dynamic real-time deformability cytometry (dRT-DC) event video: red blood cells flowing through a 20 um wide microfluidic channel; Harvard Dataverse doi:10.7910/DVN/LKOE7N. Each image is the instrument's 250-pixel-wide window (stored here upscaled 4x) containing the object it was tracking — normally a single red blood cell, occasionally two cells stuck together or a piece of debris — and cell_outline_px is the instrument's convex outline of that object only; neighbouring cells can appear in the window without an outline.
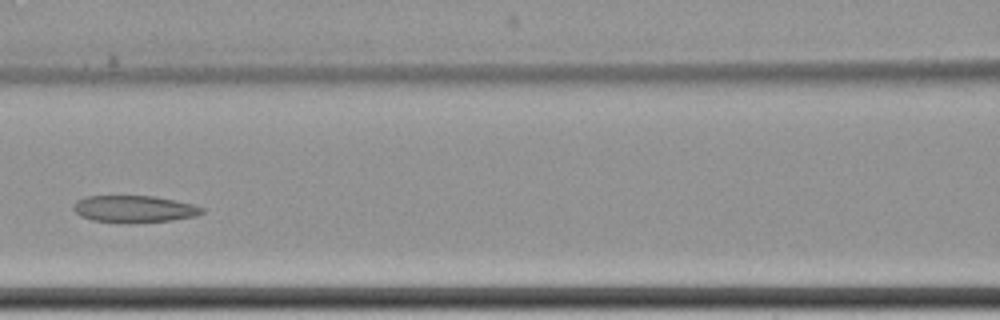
{"species": "common noctule bat (a hibernating species)", "species_latin": "Nyctalus noctula", "temperature_condition": "cold", "stored_images_in_passage": 9, "camera_frame_rate_fps": 3000, "um_per_image_px": 0.085, "animal": {"sex": "female", "body_mass_g": 22.7, "forearm_length_mm": 54.2}, "frame": {"image": 1, "passage_image": 6, "time_ms": 6.333, "image_size_px": [1000, 320], "cell_outline_px": [[204, 212], [196, 216], [172, 220], [128, 224], [124, 224], [92, 220], [80, 216], [72, 208], [72, 204], [76, 200], [84, 196], [152, 196], [176, 200], [192, 204], [204, 208]], "centroid_in_image_um": [11.37, 17.77], "position_along_channel_um": 155.2, "area_um2": 20.58}}
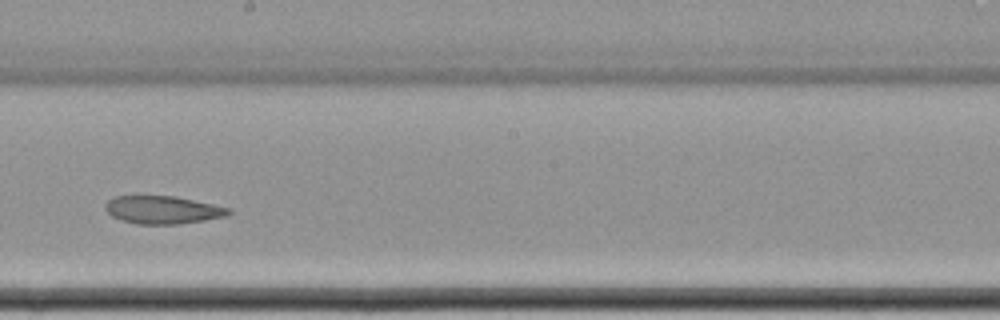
{"frame": {"image": 2, "passage_image": 8, "time_ms": 8.667, "image_size_px": [1000, 320], "cell_outline_px": [[232, 212], [228, 216], [180, 224], [136, 224], [112, 216], [104, 208], [104, 204], [108, 200], [116, 196], [172, 196], [212, 204], [228, 208]], "centroid_in_image_um": [13.82, 17.84], "position_along_channel_um": 234.4, "area_um2": 19.83}}
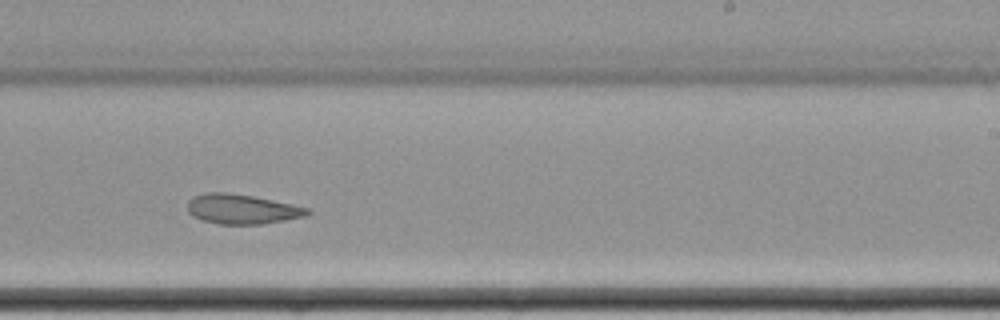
{"frame": {"image": 3, "passage_image": 9, "time_ms": 9.667, "image_size_px": [1000, 320], "cell_outline_px": [[312, 212], [304, 216], [284, 220], [260, 224], [216, 224], [192, 216], [188, 212], [188, 200], [192, 196], [204, 192], [228, 192], [252, 196], [292, 204], [308, 208]], "centroid_in_image_um": [20.52, 17.76], "position_along_channel_um": 268.5, "area_um2": 20.75}}